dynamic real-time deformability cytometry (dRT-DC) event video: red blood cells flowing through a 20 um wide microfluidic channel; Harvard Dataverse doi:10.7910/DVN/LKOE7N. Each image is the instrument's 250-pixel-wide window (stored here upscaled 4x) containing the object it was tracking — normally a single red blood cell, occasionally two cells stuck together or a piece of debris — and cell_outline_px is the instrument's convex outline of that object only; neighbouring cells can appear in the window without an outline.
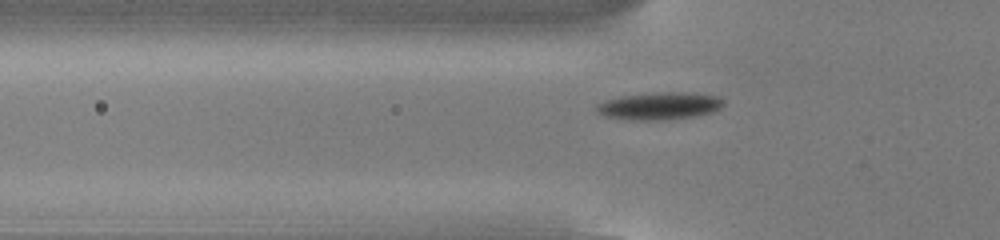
{"species": "common noctule bat (a hibernating species)", "species_latin": "Nyctalus noctula", "temperature_condition": "cold", "stored_images_in_passage": 51, "camera_frame_rate_fps": 3000, "um_per_image_px": 0.085, "animal": {"sex": "male", "body_mass_g": 13.0, "forearm_length_mm": 53.1}, "frame": {"image": 1, "passage_image": 15, "time_ms": 4.667, "image_size_px": [1000, 240], "cell_outline_px": [[724, 104], [720, 108], [712, 112], [696, 116], [664, 120], [628, 120], [604, 116], [596, 112], [596, 104], [620, 96], [664, 92], [688, 92], [720, 96], [724, 100]], "centroid_in_image_um": [56.08, 9.01], "position_along_channel_um": 69.7, "area_um2": 20.4}}
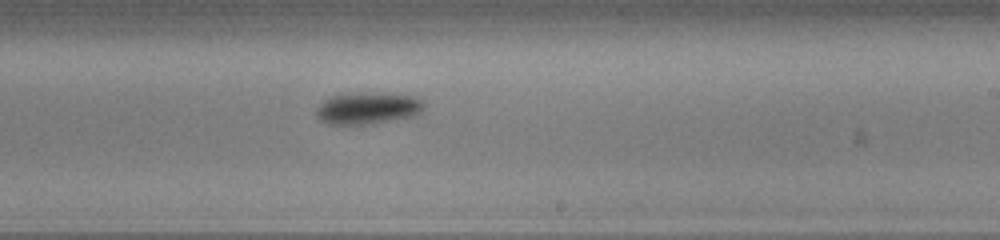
{"frame": {"image": 2, "passage_image": 30, "time_ms": 9.667, "image_size_px": [1000, 240], "cell_outline_px": [[424, 108], [416, 116], [364, 124], [328, 124], [320, 120], [316, 116], [316, 108], [324, 100], [340, 92], [360, 92], [416, 96], [424, 100]], "centroid_in_image_um": [31.24, 9.17], "position_along_channel_um": 257.8, "area_um2": 20.17}}
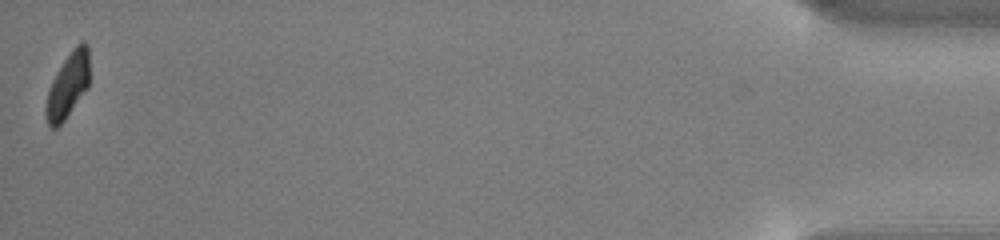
{"frame": {"image": 3, "passage_image": 51, "time_ms": 16.667, "image_size_px": [1000, 240], "cell_outline_px": [[88, 88], [64, 120], [56, 128], [52, 128], [48, 124], [44, 108], [48, 92], [52, 80], [56, 72], [72, 48], [80, 40], [84, 40], [88, 44]], "centroid_in_image_um": [5.77, 7.22], "position_along_channel_um": 429.4, "area_um2": 16.47}, "authors_computed_cell_mechanics": {"area_um2": 17.918, "velocity_mm_per_s": 3.7817, "shape_relaxation_time_tau1_ms": 1.7002, "shape_relaxation_time_tau2_ms": null, "deformation_change_tau1": 0.1075, "deformation_change_tau2": null}}